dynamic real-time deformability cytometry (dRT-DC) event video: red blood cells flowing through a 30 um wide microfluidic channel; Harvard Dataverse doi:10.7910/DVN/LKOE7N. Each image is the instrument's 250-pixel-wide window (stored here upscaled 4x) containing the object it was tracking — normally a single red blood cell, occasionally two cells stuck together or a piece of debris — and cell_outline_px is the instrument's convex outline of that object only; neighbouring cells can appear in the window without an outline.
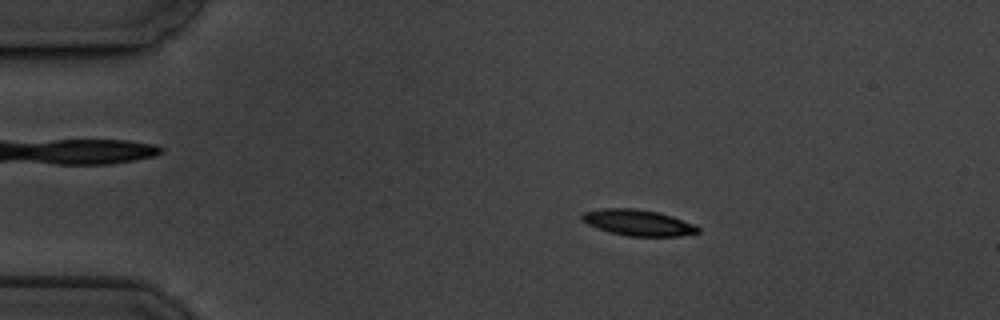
{"species": "common noctule bat (a hibernating species)", "species_latin": "Nyctalus noctula", "temperature_condition": "cold", "stored_images_in_passage": 5, "camera_frame_rate_fps": 3000, "um_per_image_px": 0.085, "animal": {"sex": "male", "body_mass_g": 19.5, "forearm_length_mm": 54.6}, "frame": {"image": 1, "passage_image": 3, "time_ms": 2.333, "image_size_px": [1000, 320], "cell_outline_px": [[700, 232], [680, 236], [628, 236], [608, 232], [596, 228], [580, 220], [580, 216], [584, 212], [604, 208], [636, 208], [656, 212], [672, 216], [696, 224], [700, 228]], "centroid_in_image_um": [54.23, 18.93], "position_along_channel_um": 30.8, "area_um2": 17.74}}